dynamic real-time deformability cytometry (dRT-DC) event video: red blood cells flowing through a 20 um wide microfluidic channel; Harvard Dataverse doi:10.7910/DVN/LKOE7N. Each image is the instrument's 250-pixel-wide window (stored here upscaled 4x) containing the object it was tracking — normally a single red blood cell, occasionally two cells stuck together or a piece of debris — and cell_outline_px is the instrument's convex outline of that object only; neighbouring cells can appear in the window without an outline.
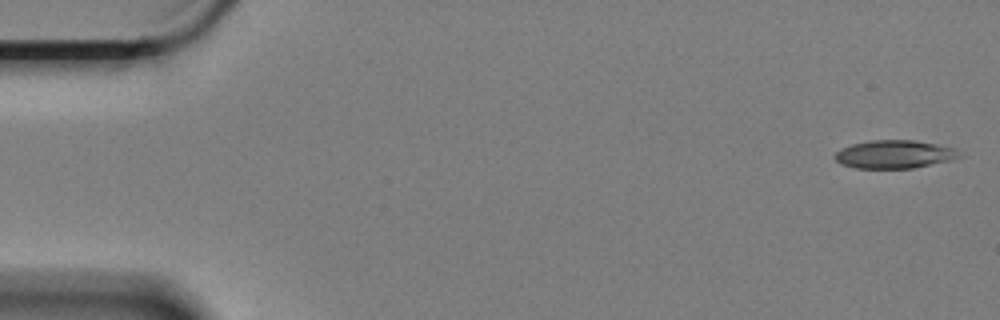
{"species": "Egyptian fruit bat (a non-hibernating species)", "species_latin": "Rousettus aegyptiacus", "temperature_condition": "cold", "stored_images_in_passage": 4, "camera_frame_rate_fps": 3000, "um_per_image_px": 0.085, "animal": {"sex": "female"}, "frame": {"image": 1, "passage_image": 1, "time_ms": 0.0, "image_size_px": [1000, 320], "cell_outline_px": [[964, 156], [952, 160], [912, 168], [856, 168], [840, 164], [832, 156], [840, 148], [852, 144], [872, 140], [912, 140], [936, 144], [956, 148]], "centroid_in_image_um": [76.03, 13.11], "position_along_channel_um": 9.0, "area_um2": 20.58}}